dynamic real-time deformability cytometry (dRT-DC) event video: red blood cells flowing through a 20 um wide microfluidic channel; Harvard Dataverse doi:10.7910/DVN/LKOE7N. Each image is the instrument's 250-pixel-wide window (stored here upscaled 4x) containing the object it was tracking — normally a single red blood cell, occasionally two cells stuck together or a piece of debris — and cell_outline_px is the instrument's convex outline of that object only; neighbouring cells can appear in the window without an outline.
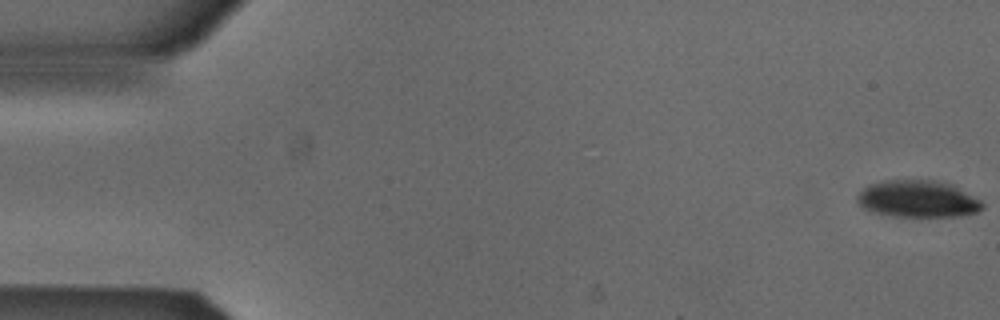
{"species": "Egyptian fruit bat (a non-hibernating species)", "species_latin": "Rousettus aegyptiacus", "temperature_condition": "cold", "stored_images_in_passage": 53, "camera_frame_rate_fps": 3000, "um_per_image_px": 0.085, "animal": {"sex": "male"}, "frame": {"image": 1, "passage_image": 1, "time_ms": 0.0, "image_size_px": [1000, 320], "cell_outline_px": [[984, 208], [976, 212], [960, 216], [892, 216], [872, 212], [864, 208], [856, 200], [856, 196], [864, 188], [872, 184], [884, 180], [940, 180], [952, 184], [980, 200], [984, 204]], "centroid_in_image_um": [78.02, 16.9], "position_along_channel_um": 7.0, "area_um2": 26.93}}
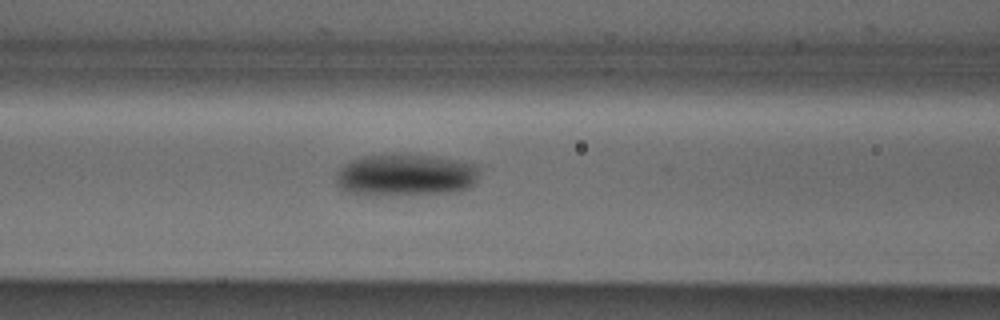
{"frame": {"image": 2, "passage_image": 22, "time_ms": 7.0, "image_size_px": [1000, 320], "cell_outline_px": [[476, 180], [468, 188], [460, 192], [380, 196], [376, 196], [348, 192], [340, 188], [336, 184], [336, 176], [340, 168], [348, 160], [360, 156], [428, 156], [476, 164]], "centroid_in_image_um": [34.41, 14.92], "position_along_channel_um": 132.2, "area_um2": 34.74}}
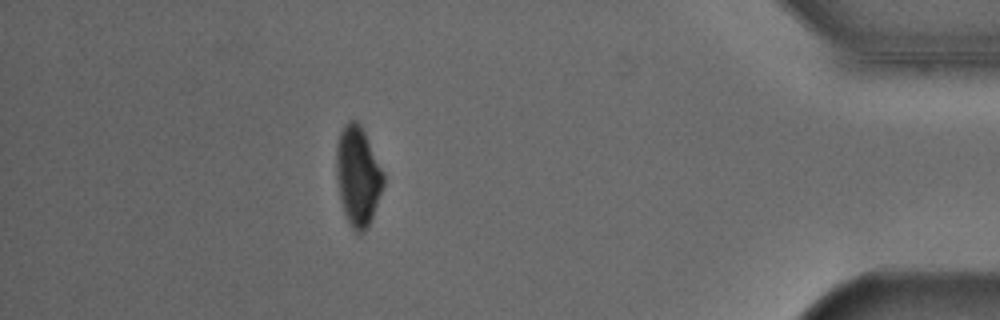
{"frame": {"image": 3, "passage_image": 47, "time_ms": 15.333, "image_size_px": [1000, 320], "cell_outline_px": [[384, 184], [372, 220], [368, 228], [364, 232], [356, 232], [352, 228], [344, 212], [340, 200], [336, 176], [336, 148], [340, 132], [344, 124], [348, 120], [356, 120], [360, 124], [384, 172]], "centroid_in_image_um": [30.42, 14.97], "position_along_channel_um": 404.8, "area_um2": 27.4}}